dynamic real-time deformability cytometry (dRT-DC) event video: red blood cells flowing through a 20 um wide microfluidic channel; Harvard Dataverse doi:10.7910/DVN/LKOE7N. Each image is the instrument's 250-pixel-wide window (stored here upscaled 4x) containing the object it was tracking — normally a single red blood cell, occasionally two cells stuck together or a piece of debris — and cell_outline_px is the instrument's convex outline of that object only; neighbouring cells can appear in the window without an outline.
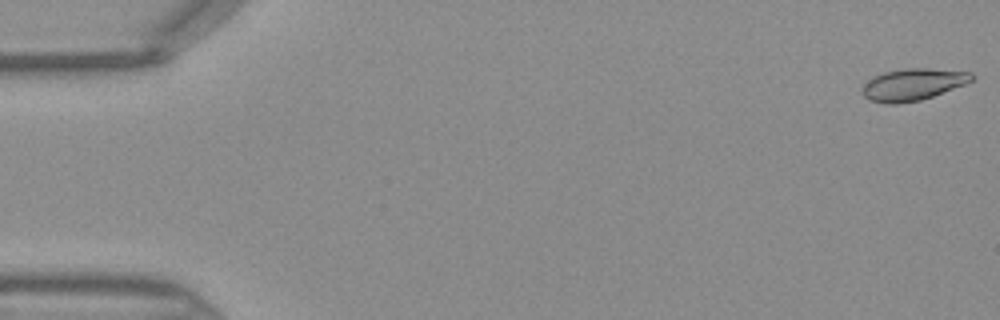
{"species": "Egyptian fruit bat (a non-hibernating species)", "species_latin": "Rousettus aegyptiacus", "temperature_condition": "warm", "stored_images_in_passage": 46, "camera_frame_rate_fps": 3000, "um_per_image_px": 0.085, "frame": {"image": 1, "passage_image": 1, "time_ms": 0.0, "image_size_px": [1000, 320], "cell_outline_px": [[976, 76], [972, 80], [964, 84], [932, 96], [920, 100], [896, 104], [884, 104], [868, 100], [864, 96], [860, 88], [868, 80], [884, 72], [908, 68], [924, 68], [972, 72]], "centroid_in_image_um": [77.57, 7.19], "position_along_channel_um": 7.4, "area_um2": 20.23}}
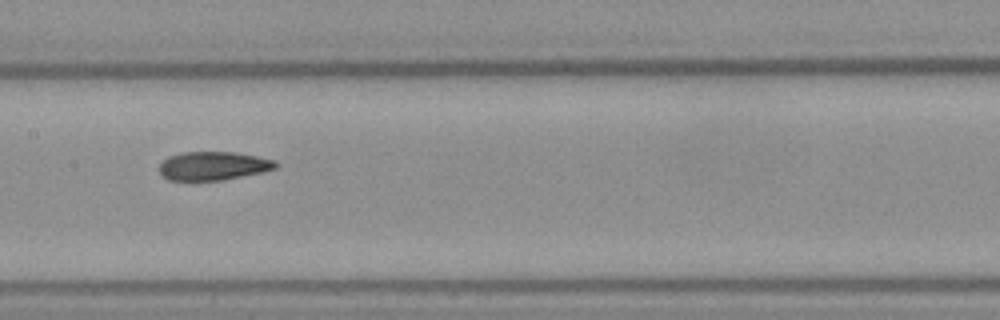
{"frame": {"image": 2, "passage_image": 23, "time_ms": 7.333, "image_size_px": [1000, 320], "cell_outline_px": [[280, 164], [276, 168], [264, 172], [224, 180], [168, 180], [160, 172], [160, 164], [168, 156], [184, 152], [236, 152], [256, 156], [272, 160]], "centroid_in_image_um": [18.15, 14.1], "position_along_channel_um": 189.2, "area_um2": 19.36}}
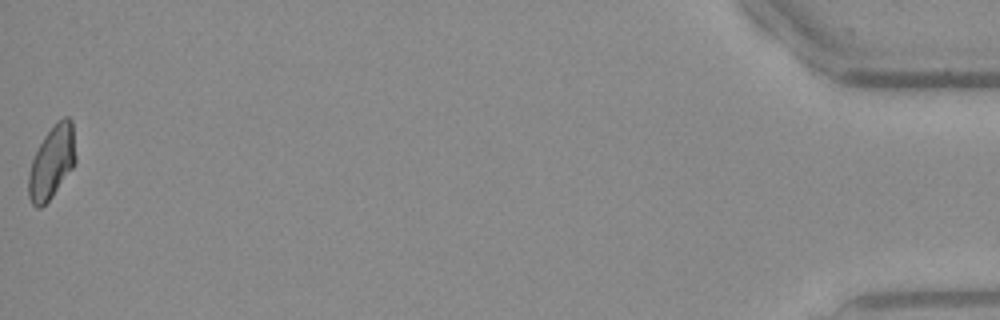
{"frame": {"image": 3, "passage_image": 46, "time_ms": 15.0, "image_size_px": [1000, 320], "cell_outline_px": [[76, 160], [72, 168], [52, 196], [40, 208], [36, 208], [32, 204], [28, 196], [28, 172], [32, 160], [44, 136], [56, 120], [64, 116], [68, 116], [72, 120], [76, 156]], "centroid_in_image_um": [4.4, 13.76], "position_along_channel_um": 430.8, "area_um2": 20.0}}